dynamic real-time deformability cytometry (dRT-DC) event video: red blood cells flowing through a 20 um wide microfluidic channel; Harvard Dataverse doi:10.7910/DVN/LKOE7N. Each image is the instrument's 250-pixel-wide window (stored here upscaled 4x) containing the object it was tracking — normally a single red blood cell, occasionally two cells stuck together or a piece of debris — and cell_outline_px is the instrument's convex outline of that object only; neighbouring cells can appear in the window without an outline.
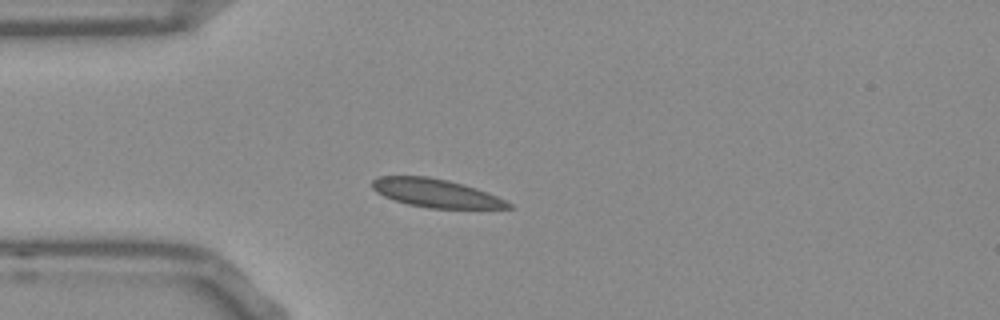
{"species": "Egyptian fruit bat (a non-hibernating species)", "species_latin": "Rousettus aegyptiacus", "temperature_condition": "room temperature", "stored_images_in_passage": 41, "camera_frame_rate_fps": 3000, "um_per_image_px": 0.085, "frame": {"image": 1, "passage_image": 1, "time_ms": 0.0, "image_size_px": [1000, 320], "cell_outline_px": [[516, 208], [428, 208], [408, 204], [384, 196], [376, 192], [372, 188], [372, 180], [376, 176], [428, 176], [448, 180], [464, 184], [476, 188], [496, 196], [512, 204]], "centroid_in_image_um": [37.03, 16.4], "position_along_channel_um": 48.0, "area_um2": 22.43}}
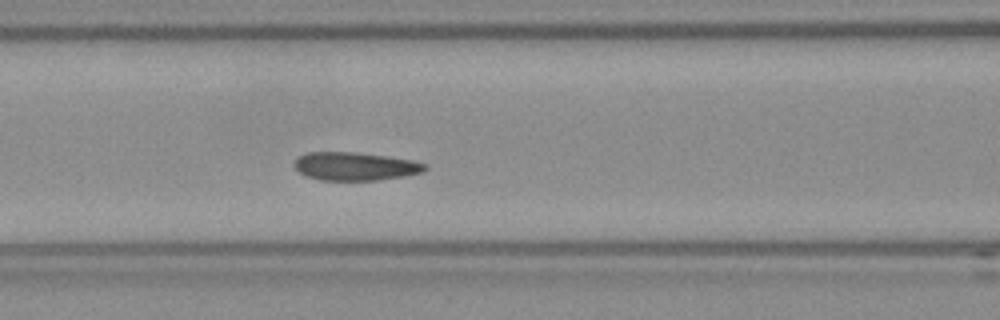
{"frame": {"image": 2, "passage_image": 9, "time_ms": 2.667, "image_size_px": [1000, 320], "cell_outline_px": [[428, 168], [424, 172], [404, 176], [376, 180], [320, 180], [304, 176], [292, 164], [300, 156], [308, 152], [356, 152], [412, 160], [428, 164]], "centroid_in_image_um": [30.2, 14.14], "position_along_channel_um": 136.4, "area_um2": 21.5}}
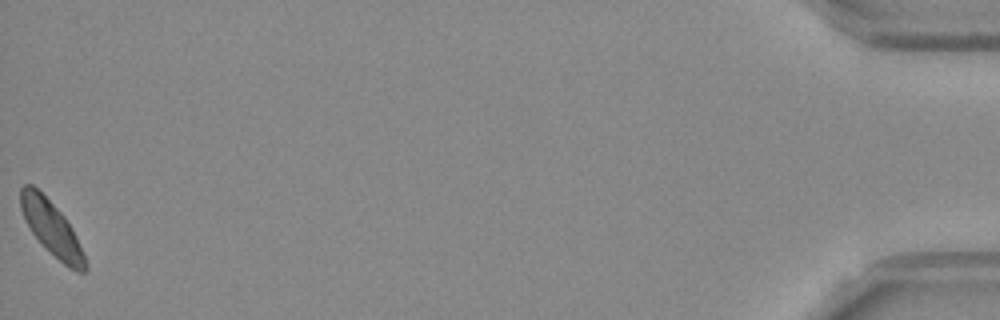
{"frame": {"image": 3, "passage_image": 41, "time_ms": 13.333, "image_size_px": [1000, 320], "cell_outline_px": [[88, 268], [84, 272], [76, 272], [68, 268], [44, 248], [32, 232], [20, 208], [20, 188], [24, 184], [32, 184], [64, 216], [72, 228], [88, 264]], "centroid_in_image_um": [4.4, 19.45], "position_along_channel_um": 430.8, "area_um2": 20.23}, "authors_computed_cell_mechanics": {"area_um2": 20.8658, "velocity_mm_per_s": 3.7302, "shape_relaxation_time_tau1_ms": 6.1434, "shape_relaxation_time_tau2_ms": null, "deformation_change_tau1": 0.1142, "deformation_change_tau2": null}}